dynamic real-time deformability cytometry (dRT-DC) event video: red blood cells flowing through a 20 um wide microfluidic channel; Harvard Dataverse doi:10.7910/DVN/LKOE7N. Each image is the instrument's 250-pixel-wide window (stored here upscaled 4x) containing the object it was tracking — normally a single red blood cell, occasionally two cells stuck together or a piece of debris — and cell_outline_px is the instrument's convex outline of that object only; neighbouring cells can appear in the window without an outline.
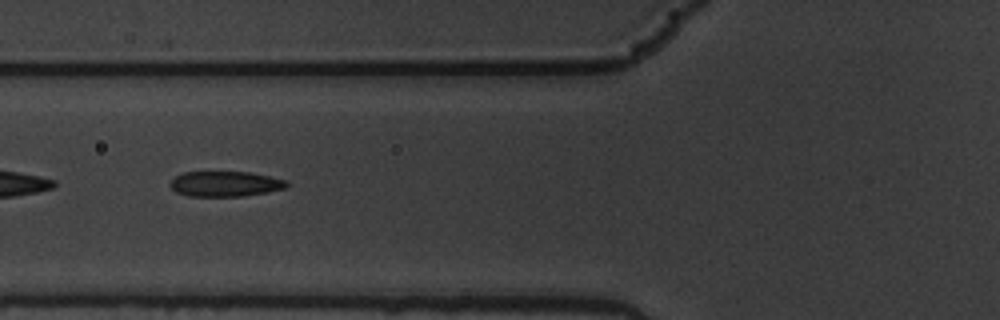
{"species": "common noctule bat (a hibernating species)", "species_latin": "Nyctalus noctula", "temperature_condition": "warm", "stored_images_in_passage": 4, "camera_frame_rate_fps": 3000, "um_per_image_px": 0.085, "animal": {"sex": "male", "body_mass_g": 19.5, "forearm_length_mm": 54.6}, "frame": {"image": 1, "passage_image": 4, "time_ms": 1.0, "image_size_px": [1000, 320], "cell_outline_px": [[288, 184], [284, 188], [268, 192], [244, 196], [188, 196], [176, 192], [168, 184], [176, 176], [184, 172], [248, 172], [288, 180]], "centroid_in_image_um": [19.13, 15.63], "position_along_channel_um": 106.7, "area_um2": 17.11}}